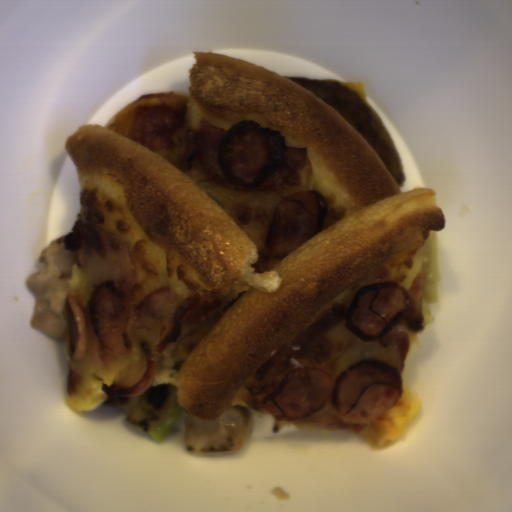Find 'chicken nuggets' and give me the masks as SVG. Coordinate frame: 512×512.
<instances>
[{
  "label": "chicken nuggets",
  "instance_id": "1",
  "mask_svg": "<svg viewBox=\"0 0 512 512\" xmlns=\"http://www.w3.org/2000/svg\"><path fill=\"white\" fill-rule=\"evenodd\" d=\"M79 254L66 250L65 234L56 237L38 254L44 264L26 276L24 284L35 297L31 326L48 337L61 339L69 330V279Z\"/></svg>",
  "mask_w": 512,
  "mask_h": 512
},
{
  "label": "chicken nuggets",
  "instance_id": "2",
  "mask_svg": "<svg viewBox=\"0 0 512 512\" xmlns=\"http://www.w3.org/2000/svg\"><path fill=\"white\" fill-rule=\"evenodd\" d=\"M253 417L249 407L232 405L216 420H201L189 413L184 423L185 451L214 453L241 449Z\"/></svg>",
  "mask_w": 512,
  "mask_h": 512
}]
</instances>
